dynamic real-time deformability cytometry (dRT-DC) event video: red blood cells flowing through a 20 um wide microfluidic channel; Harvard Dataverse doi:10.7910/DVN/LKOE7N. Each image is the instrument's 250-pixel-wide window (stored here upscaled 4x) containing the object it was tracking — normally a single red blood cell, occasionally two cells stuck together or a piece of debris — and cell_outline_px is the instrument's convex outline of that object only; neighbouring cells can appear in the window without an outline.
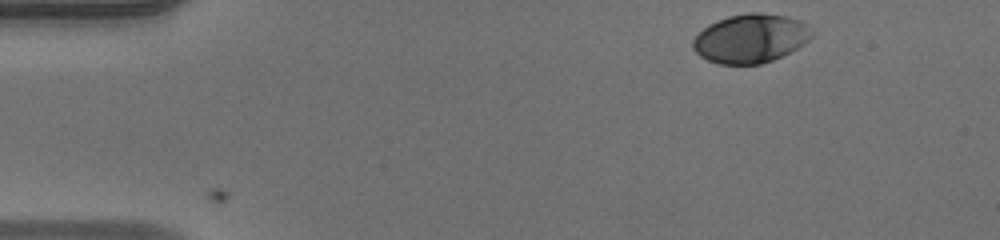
{"species": "human", "species_latin": "Homo sapiens", "temperature_condition": "warm", "stored_images_in_passage": 46, "camera_frame_rate_fps": 3000, "um_per_image_px": 0.085, "donor": {"sex": "male"}, "frame": {"image": 1, "passage_image": 1, "time_ms": 0.0, "image_size_px": [1000, 240], "cell_outline_px": [[812, 36], [804, 44], [772, 60], [760, 64], [720, 64], [708, 60], [700, 56], [692, 48], [692, 40], [708, 24], [716, 20], [728, 16], [748, 12], [760, 12], [788, 16], [800, 20], [808, 24], [812, 32]], "centroid_in_image_um": [63.79, 3.25], "position_along_channel_um": 21.2, "area_um2": 33.87}}
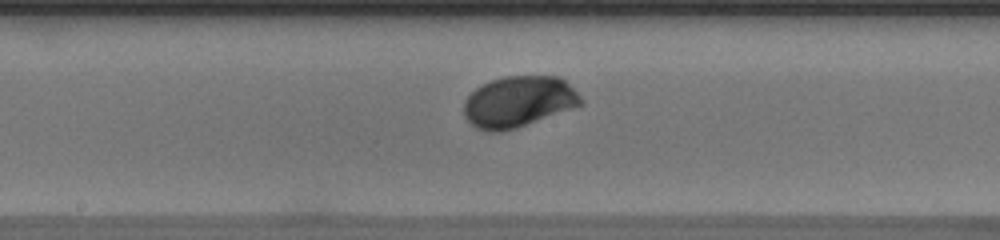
{"frame": {"image": 2, "passage_image": 22, "time_ms": 7.0, "image_size_px": [1000, 240], "cell_outline_px": [[584, 104], [516, 128], [500, 132], [488, 132], [476, 128], [464, 116], [464, 100], [476, 88], [492, 80], [504, 76], [560, 76], [584, 100]], "centroid_in_image_um": [44.07, 8.65], "position_along_channel_um": 204.1, "area_um2": 34.68}}
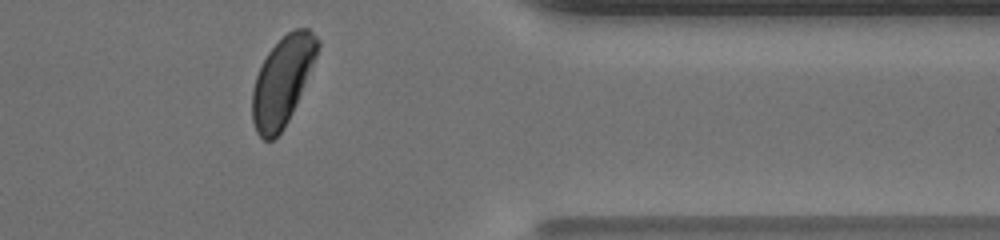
{"frame": {"image": 3, "passage_image": 37, "time_ms": 12.0, "image_size_px": [1000, 240], "cell_outline_px": [[320, 44], [316, 56], [288, 120], [280, 132], [272, 140], [264, 140], [256, 132], [252, 120], [252, 88], [256, 76], [268, 52], [292, 28], [308, 28], [320, 40]], "centroid_in_image_um": [23.98, 6.87], "position_along_channel_um": 387.4, "area_um2": 32.95}, "authors_computed_cell_mechanics": {"area_um2": 33.8997, "velocity_mm_per_s": 3.9628, "shape_relaxation_time_tau1_ms": 1.5414, "shape_relaxation_time_tau2_ms": null, "deformation_change_tau1": 0.1228, "deformation_change_tau2": null}}